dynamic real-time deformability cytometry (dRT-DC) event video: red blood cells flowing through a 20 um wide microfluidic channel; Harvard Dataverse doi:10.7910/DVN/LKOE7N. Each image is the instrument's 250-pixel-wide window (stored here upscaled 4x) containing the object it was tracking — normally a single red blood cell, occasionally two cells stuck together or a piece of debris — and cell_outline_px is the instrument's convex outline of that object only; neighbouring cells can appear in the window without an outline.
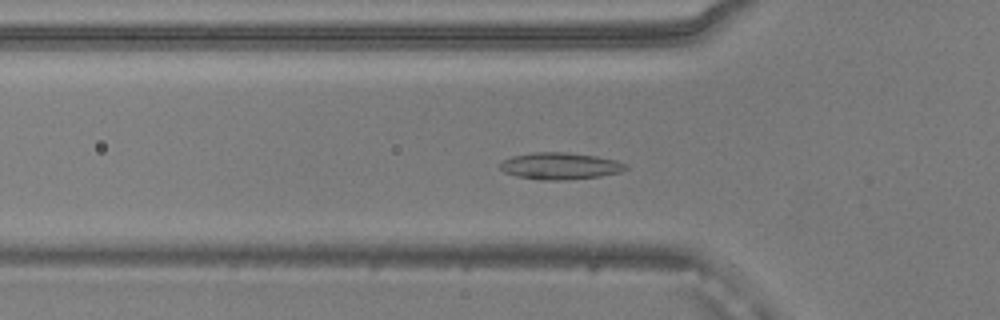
{"species": "common noctule bat (a hibernating species)", "species_latin": "Nyctalus noctula", "temperature_condition": "warm", "stored_images_in_passage": 47, "camera_frame_rate_fps": 3000, "um_per_image_px": 0.085, "animal": {"sex": "male", "body_mass_g": 20.5, "forearm_length_mm": 52.5}, "frame": {"image": 1, "passage_image": 12, "time_ms": 3.667, "image_size_px": [1000, 320], "cell_outline_px": [[628, 168], [620, 172], [600, 176], [564, 180], [540, 180], [516, 176], [504, 172], [500, 168], [500, 164], [504, 160], [512, 156], [532, 152], [564, 152], [596, 156], [616, 160], [628, 164]], "centroid_in_image_um": [47.62, 14.11], "position_along_channel_um": 78.2, "area_um2": 19.65}}
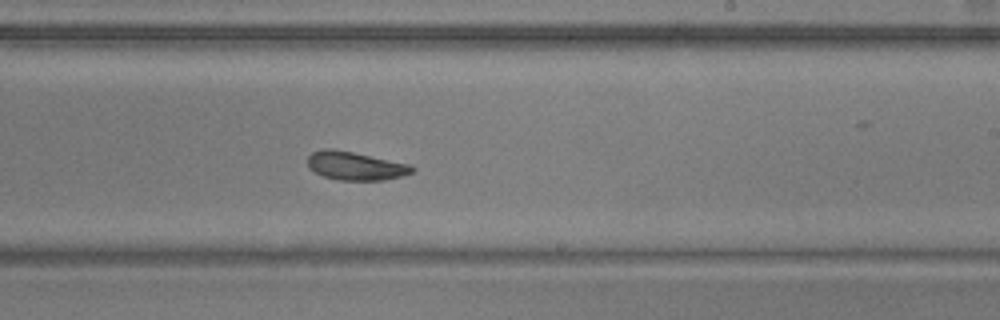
{"frame": {"image": 2, "passage_image": 26, "time_ms": 8.333, "image_size_px": [1000, 320], "cell_outline_px": [[416, 168], [412, 172], [404, 176], [384, 180], [340, 180], [324, 176], [308, 168], [308, 156], [312, 152], [320, 148], [332, 148], [412, 164]], "centroid_in_image_um": [30.23, 14.09], "position_along_channel_um": 258.8, "area_um2": 17.46}}
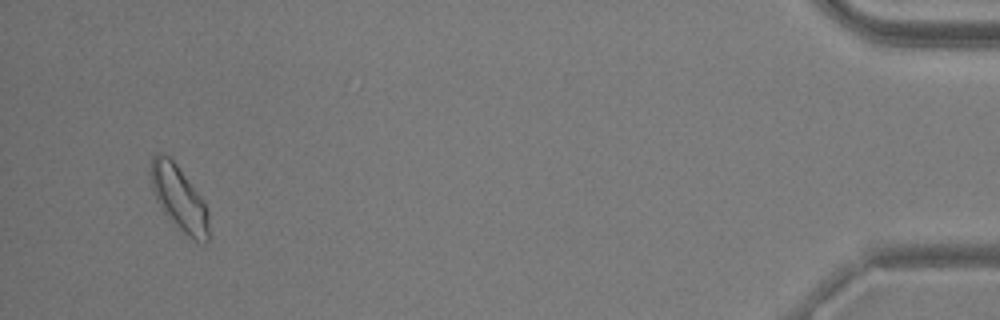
{"frame": {"image": 3, "passage_image": 45, "time_ms": 14.667, "image_size_px": [1000, 320], "cell_outline_px": [[208, 240], [196, 240], [188, 236], [164, 212], [156, 200], [152, 188], [148, 168], [152, 156], [156, 152], [164, 152], [176, 164], [200, 196], [208, 208]], "centroid_in_image_um": [15.16, 16.75], "position_along_channel_um": 420.0, "area_um2": 21.56}, "authors_computed_cell_mechanics": {"area_um2": 18.5538, "velocity_mm_per_s": 3.8534, "shape_relaxation_time_tau1_ms": 5.9181, "shape_relaxation_time_tau2_ms": 2.6084, "deformation_change_tau1": 0.1043, "deformation_change_tau2": 0.0614}}